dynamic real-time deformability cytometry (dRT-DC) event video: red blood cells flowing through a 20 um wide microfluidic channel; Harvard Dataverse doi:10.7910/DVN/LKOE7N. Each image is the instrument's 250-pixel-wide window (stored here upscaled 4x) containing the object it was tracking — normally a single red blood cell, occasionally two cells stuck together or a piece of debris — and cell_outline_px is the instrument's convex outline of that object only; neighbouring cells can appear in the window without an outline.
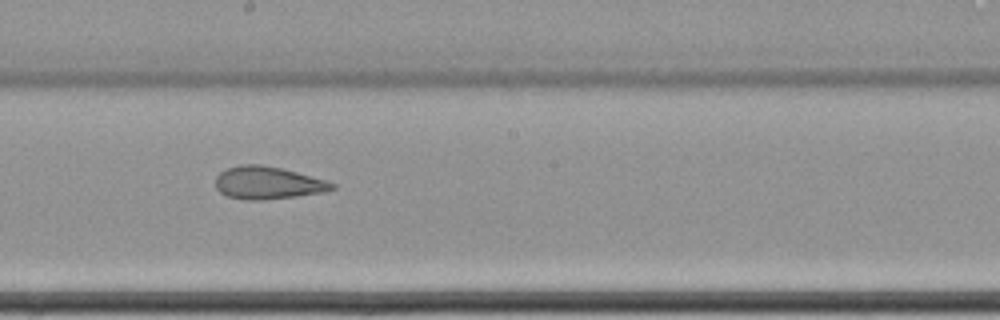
{"species": "common noctule bat (a hibernating species)", "species_latin": "Nyctalus noctula", "temperature_condition": "cold", "stored_images_in_passage": 16, "camera_frame_rate_fps": 3000, "um_per_image_px": 0.085, "animal": {"sex": "female", "body_mass_g": 22.7, "forearm_length_mm": 54.2}, "frame": {"image": 1, "passage_image": 10, "time_ms": 3.0, "image_size_px": [1000, 320], "cell_outline_px": [[336, 188], [324, 192], [296, 196], [264, 200], [248, 200], [228, 196], [220, 192], [216, 188], [216, 176], [220, 172], [228, 168], [240, 164], [260, 164], [280, 168], [296, 172], [324, 180], [336, 184]], "centroid_in_image_um": [22.75, 15.54], "position_along_channel_um": 225.5, "area_um2": 21.96}}
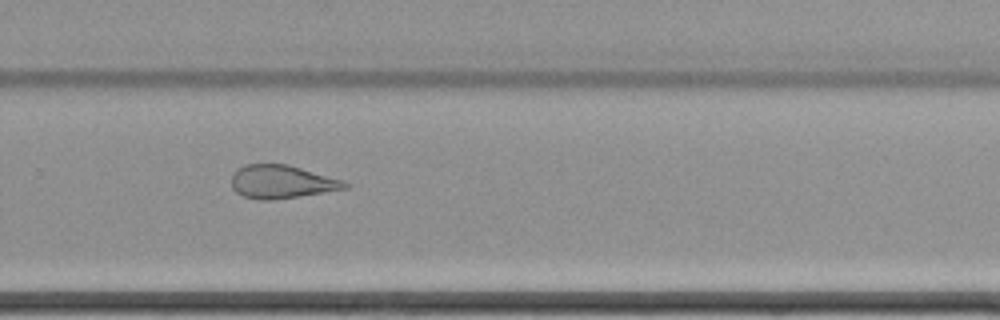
{"frame": {"image": 2, "passage_image": 12, "time_ms": 3.667, "image_size_px": [1000, 320], "cell_outline_px": [[348, 188], [324, 192], [272, 200], [260, 200], [244, 196], [236, 192], [232, 188], [232, 176], [236, 168], [244, 164], [288, 164], [340, 180], [348, 184]], "centroid_in_image_um": [23.87, 15.45], "position_along_channel_um": 305.9, "area_um2": 21.68}}
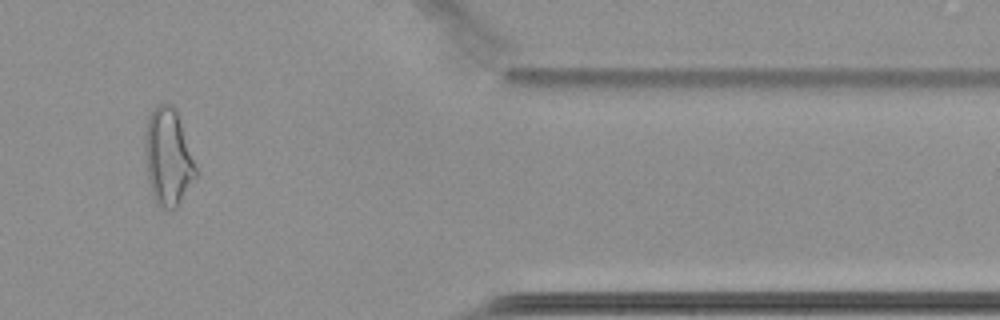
{"frame": {"image": 3, "passage_image": 14, "time_ms": 4.333, "image_size_px": [1000, 320], "cell_outline_px": [[196, 176], [176, 208], [164, 208], [156, 204], [152, 196], [148, 180], [144, 144], [148, 116], [156, 104], [168, 104], [176, 112], [196, 168]], "centroid_in_image_um": [14.24, 13.38], "position_along_channel_um": 397.2, "area_um2": 27.98}}